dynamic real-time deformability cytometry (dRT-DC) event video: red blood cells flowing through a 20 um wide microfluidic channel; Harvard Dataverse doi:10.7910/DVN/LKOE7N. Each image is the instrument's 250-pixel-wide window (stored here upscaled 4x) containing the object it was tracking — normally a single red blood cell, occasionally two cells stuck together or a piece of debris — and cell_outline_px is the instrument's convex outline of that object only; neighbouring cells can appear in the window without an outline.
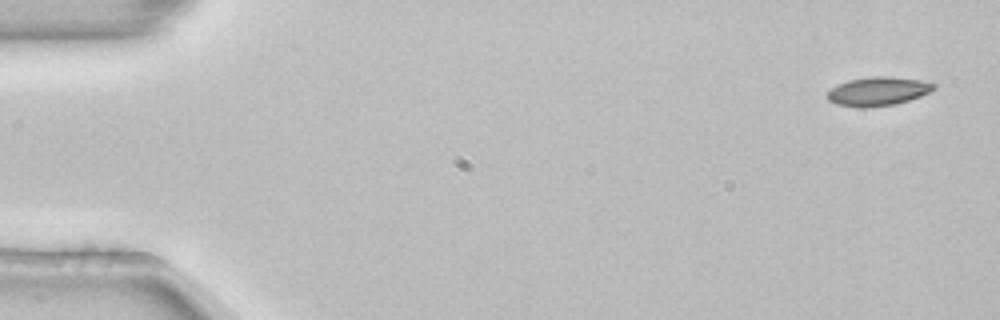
{"species": "common noctule bat (a hibernating species)", "species_latin": "Nyctalus noctula", "temperature_condition": "room temperature", "stored_images_in_passage": 52, "camera_frame_rate_fps": 3000, "um_per_image_px": 0.085, "animal": {"sex": "female", "body_mass_g": 22.7, "forearm_length_mm": 54.2}, "frame": {"image": 1, "passage_image": 1, "time_ms": 0.0, "image_size_px": [1000, 320], "cell_outline_px": [[936, 88], [920, 96], [896, 104], [864, 108], [836, 104], [828, 100], [828, 92], [836, 84], [848, 80], [872, 76], [888, 76], [920, 80], [936, 84]], "centroid_in_image_um": [74.61, 7.76], "position_along_channel_um": 10.4, "area_um2": 17.8}}
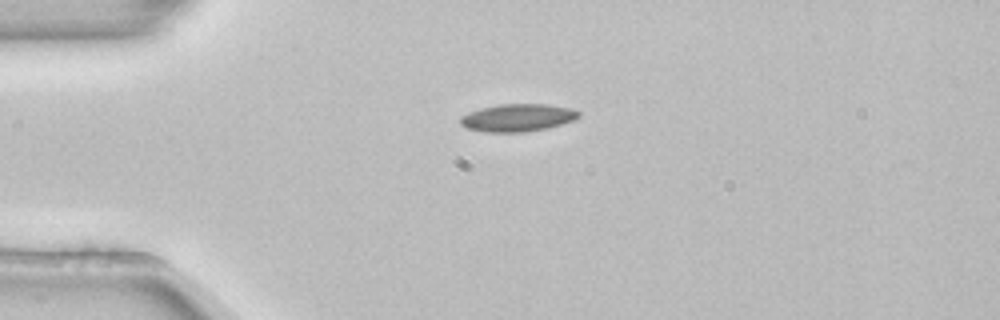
{"frame": {"image": 2, "passage_image": 12, "time_ms": 3.667, "image_size_px": [1000, 320], "cell_outline_px": [[580, 116], [572, 120], [560, 124], [544, 128], [524, 132], [484, 132], [464, 128], [460, 124], [460, 116], [468, 112], [480, 108], [500, 104], [548, 104], [568, 108], [580, 112]], "centroid_in_image_um": [43.92, 10.0], "position_along_channel_um": 41.1, "area_um2": 18.96}}
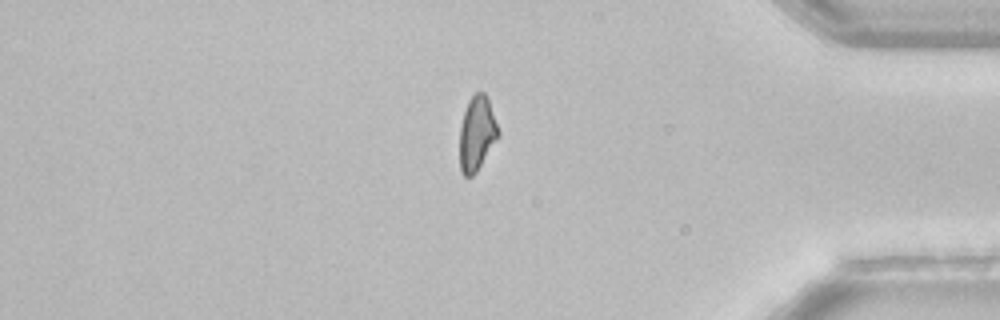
{"frame": {"image": 3, "passage_image": 44, "time_ms": 14.333, "image_size_px": [1000, 320], "cell_outline_px": [[500, 136], [476, 172], [472, 176], [464, 176], [460, 168], [460, 124], [468, 100], [476, 92], [484, 92], [488, 96], [500, 132]], "centroid_in_image_um": [40.55, 11.32], "position_along_channel_um": 394.6, "area_um2": 16.94}, "authors_computed_cell_mechanics": {"area_um2": 17.6868, "velocity_mm_per_s": 3.8523, "shape_relaxation_time_tau1_ms": null, "shape_relaxation_time_tau2_ms": 6.5529, "deformation_change_tau1": null, "deformation_change_tau2": 0.1301}}